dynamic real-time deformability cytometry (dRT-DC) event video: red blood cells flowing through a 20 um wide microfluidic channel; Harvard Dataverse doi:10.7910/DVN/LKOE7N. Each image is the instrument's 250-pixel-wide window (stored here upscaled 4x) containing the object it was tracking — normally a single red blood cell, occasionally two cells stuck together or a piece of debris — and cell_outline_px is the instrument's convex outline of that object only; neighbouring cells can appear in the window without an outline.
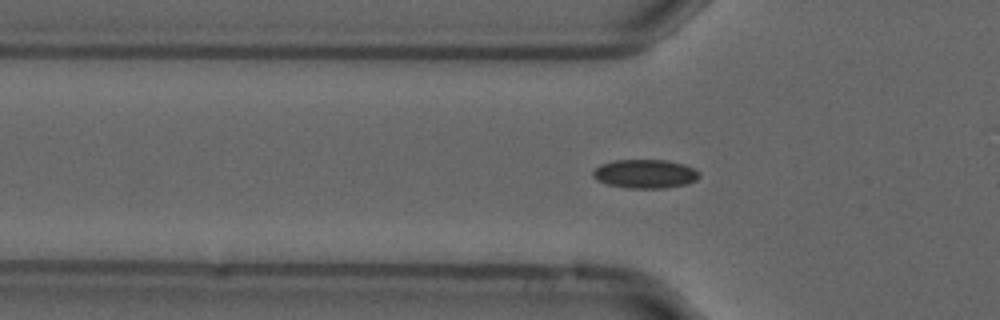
{"species": "common noctule bat (a hibernating species)", "species_latin": "Nyctalus noctula", "temperature_condition": "cold", "stored_images_in_passage": 4, "camera_frame_rate_fps": 3000, "um_per_image_px": 0.085, "animal": {"sex": "male", "forearm_length_mm": 52.5}, "frame": {"image": 1, "passage_image": 2, "time_ms": 0.333, "image_size_px": [1000, 320], "cell_outline_px": [[700, 176], [696, 180], [688, 184], [664, 188], [628, 188], [608, 184], [596, 180], [592, 176], [592, 172], [600, 164], [616, 160], [668, 160], [684, 164], [700, 172]], "centroid_in_image_um": [54.84, 14.77], "position_along_channel_um": 71.0, "area_um2": 17.92}}